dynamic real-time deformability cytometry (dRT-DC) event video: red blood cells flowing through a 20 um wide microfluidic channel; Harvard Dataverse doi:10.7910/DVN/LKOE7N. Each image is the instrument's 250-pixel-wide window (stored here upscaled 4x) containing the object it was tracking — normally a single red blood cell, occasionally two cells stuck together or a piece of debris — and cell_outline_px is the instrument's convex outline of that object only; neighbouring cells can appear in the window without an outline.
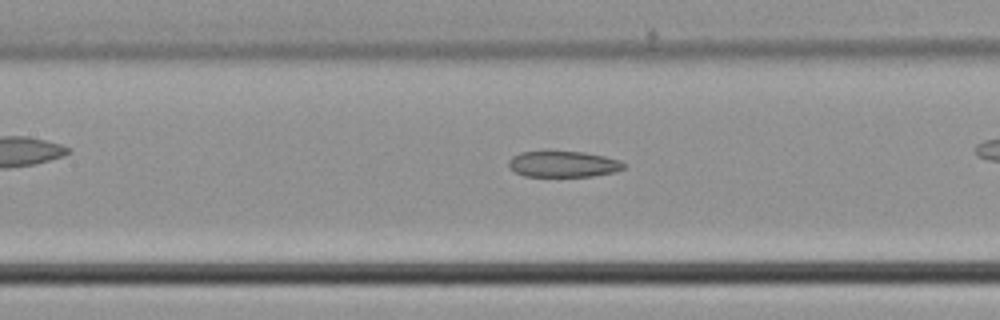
{"species": "common noctule bat (a hibernating species)", "species_latin": "Nyctalus noctula", "temperature_condition": "cold", "stored_images_in_passage": 35, "camera_frame_rate_fps": 3000, "um_per_image_px": 0.085, "animal": {"sex": "male", "body_mass_g": 21.5, "forearm_length_mm": 52.0}, "frame": {"image": 1, "passage_image": 20, "time_ms": 6.333, "image_size_px": [1000, 320], "cell_outline_px": [[628, 164], [624, 168], [616, 172], [592, 176], [524, 176], [516, 172], [508, 164], [508, 160], [512, 156], [520, 152], [544, 148], [584, 152], [604, 156], [620, 160]], "centroid_in_image_um": [47.86, 13.89], "position_along_channel_um": 159.5, "area_um2": 18.32}}